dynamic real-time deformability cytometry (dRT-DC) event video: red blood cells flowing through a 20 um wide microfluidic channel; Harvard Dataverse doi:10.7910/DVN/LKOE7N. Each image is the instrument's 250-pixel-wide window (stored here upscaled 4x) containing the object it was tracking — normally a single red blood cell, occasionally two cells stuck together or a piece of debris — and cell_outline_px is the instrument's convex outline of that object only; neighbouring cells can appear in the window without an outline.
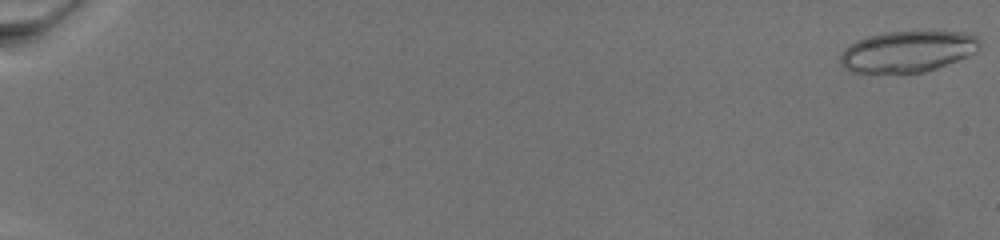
{"species": "common noctule bat (a hibernating species)", "species_latin": "Nyctalus noctula", "temperature_condition": "warm", "stored_images_in_passage": 21, "camera_frame_rate_fps": 3000, "um_per_image_px": 0.085, "animal": {"sex": "female", "body_mass_g": 19.5, "forearm_length_mm": 54.1}, "frame": {"image": 1, "passage_image": 1, "time_ms": 0.0, "image_size_px": [1000, 240], "cell_outline_px": [[980, 48], [976, 52], [968, 56], [936, 68], [924, 72], [900, 76], [852, 72], [844, 68], [840, 64], [840, 56], [844, 48], [848, 44], [856, 40], [868, 36], [884, 32], [932, 28], [968, 32], [976, 36], [980, 40]], "centroid_in_image_um": [77.16, 4.36], "position_along_channel_um": 7.8, "area_um2": 35.66}}